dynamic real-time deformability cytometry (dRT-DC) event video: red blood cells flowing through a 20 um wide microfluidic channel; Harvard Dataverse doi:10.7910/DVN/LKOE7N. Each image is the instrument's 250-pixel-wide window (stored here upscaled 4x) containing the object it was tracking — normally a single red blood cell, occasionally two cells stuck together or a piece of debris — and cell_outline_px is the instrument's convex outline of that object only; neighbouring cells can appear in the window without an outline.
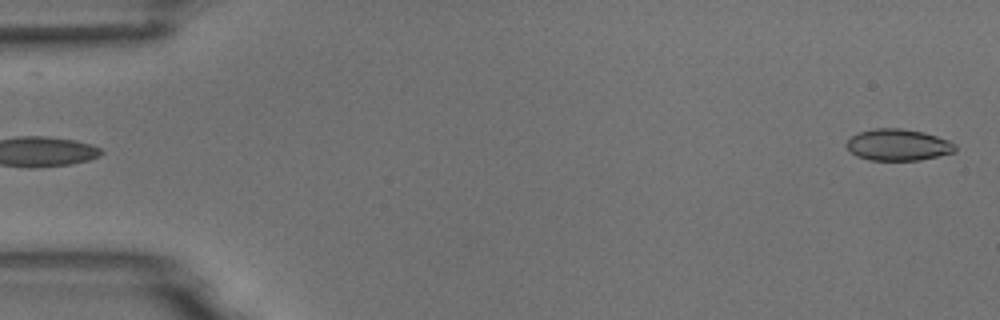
{"species": "common noctule bat (a hibernating species)", "species_latin": "Nyctalus noctula", "temperature_condition": "room temperature", "stored_images_in_passage": 5, "camera_frame_rate_fps": 3000, "um_per_image_px": 0.085, "animal": {"sex": "male", "body_mass_g": 18.8}, "frame": {"image": 1, "passage_image": 5, "time_ms": 5.333, "image_size_px": [1000, 320], "cell_outline_px": [[956, 152], [920, 160], [868, 160], [856, 156], [844, 144], [852, 136], [860, 132], [876, 128], [900, 128], [924, 132], [948, 140], [956, 144]], "centroid_in_image_um": [76.35, 12.32], "position_along_channel_um": 8.6, "area_um2": 20.0}}